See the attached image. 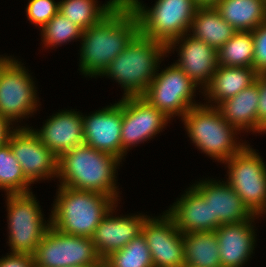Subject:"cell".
Wrapping results in <instances>:
<instances>
[{"label": "cell", "instance_id": "cell-1", "mask_svg": "<svg viewBox=\"0 0 266 267\" xmlns=\"http://www.w3.org/2000/svg\"><path fill=\"white\" fill-rule=\"evenodd\" d=\"M138 33L137 15L122 0L100 23L83 31L79 59L82 74L100 76Z\"/></svg>", "mask_w": 266, "mask_h": 267}, {"label": "cell", "instance_id": "cell-2", "mask_svg": "<svg viewBox=\"0 0 266 267\" xmlns=\"http://www.w3.org/2000/svg\"><path fill=\"white\" fill-rule=\"evenodd\" d=\"M120 162L112 154L87 144L78 145L58 158V186L102 193L118 202L115 173Z\"/></svg>", "mask_w": 266, "mask_h": 267}, {"label": "cell", "instance_id": "cell-3", "mask_svg": "<svg viewBox=\"0 0 266 267\" xmlns=\"http://www.w3.org/2000/svg\"><path fill=\"white\" fill-rule=\"evenodd\" d=\"M55 200L50 226L82 237H92L104 216L117 204L108 195L65 186H59Z\"/></svg>", "mask_w": 266, "mask_h": 267}, {"label": "cell", "instance_id": "cell-4", "mask_svg": "<svg viewBox=\"0 0 266 267\" xmlns=\"http://www.w3.org/2000/svg\"><path fill=\"white\" fill-rule=\"evenodd\" d=\"M166 54L164 43L138 33L100 76L111 77L121 84L123 97L142 96Z\"/></svg>", "mask_w": 266, "mask_h": 267}, {"label": "cell", "instance_id": "cell-5", "mask_svg": "<svg viewBox=\"0 0 266 267\" xmlns=\"http://www.w3.org/2000/svg\"><path fill=\"white\" fill-rule=\"evenodd\" d=\"M212 105L200 104L192 107L181 119L190 140L199 148L198 150L224 163L237 154L246 143L237 142L235 135L238 130Z\"/></svg>", "mask_w": 266, "mask_h": 267}, {"label": "cell", "instance_id": "cell-6", "mask_svg": "<svg viewBox=\"0 0 266 267\" xmlns=\"http://www.w3.org/2000/svg\"><path fill=\"white\" fill-rule=\"evenodd\" d=\"M124 1L137 15L139 33L166 46L189 32L199 6L194 0H157L148 9L140 0Z\"/></svg>", "mask_w": 266, "mask_h": 267}, {"label": "cell", "instance_id": "cell-7", "mask_svg": "<svg viewBox=\"0 0 266 267\" xmlns=\"http://www.w3.org/2000/svg\"><path fill=\"white\" fill-rule=\"evenodd\" d=\"M6 196L10 253L34 255L50 220L44 223L40 205L32 191Z\"/></svg>", "mask_w": 266, "mask_h": 267}, {"label": "cell", "instance_id": "cell-8", "mask_svg": "<svg viewBox=\"0 0 266 267\" xmlns=\"http://www.w3.org/2000/svg\"><path fill=\"white\" fill-rule=\"evenodd\" d=\"M35 267L103 264L91 237L66 234L49 226L34 254Z\"/></svg>", "mask_w": 266, "mask_h": 267}, {"label": "cell", "instance_id": "cell-9", "mask_svg": "<svg viewBox=\"0 0 266 267\" xmlns=\"http://www.w3.org/2000/svg\"><path fill=\"white\" fill-rule=\"evenodd\" d=\"M158 71L141 96L151 106L170 119L183 117L190 108L200 105L193 100L197 85L176 63Z\"/></svg>", "mask_w": 266, "mask_h": 267}, {"label": "cell", "instance_id": "cell-10", "mask_svg": "<svg viewBox=\"0 0 266 267\" xmlns=\"http://www.w3.org/2000/svg\"><path fill=\"white\" fill-rule=\"evenodd\" d=\"M249 144L226 162L228 184L243 203L258 215L266 207V164Z\"/></svg>", "mask_w": 266, "mask_h": 267}, {"label": "cell", "instance_id": "cell-11", "mask_svg": "<svg viewBox=\"0 0 266 267\" xmlns=\"http://www.w3.org/2000/svg\"><path fill=\"white\" fill-rule=\"evenodd\" d=\"M32 79L23 63L15 58L0 71V115L11 124L38 110L37 90Z\"/></svg>", "mask_w": 266, "mask_h": 267}, {"label": "cell", "instance_id": "cell-12", "mask_svg": "<svg viewBox=\"0 0 266 267\" xmlns=\"http://www.w3.org/2000/svg\"><path fill=\"white\" fill-rule=\"evenodd\" d=\"M8 144L31 184L58 176V157L40 141L32 127L14 128Z\"/></svg>", "mask_w": 266, "mask_h": 267}, {"label": "cell", "instance_id": "cell-13", "mask_svg": "<svg viewBox=\"0 0 266 267\" xmlns=\"http://www.w3.org/2000/svg\"><path fill=\"white\" fill-rule=\"evenodd\" d=\"M168 121L141 96L122 97L121 161L130 147L156 136Z\"/></svg>", "mask_w": 266, "mask_h": 267}, {"label": "cell", "instance_id": "cell-14", "mask_svg": "<svg viewBox=\"0 0 266 267\" xmlns=\"http://www.w3.org/2000/svg\"><path fill=\"white\" fill-rule=\"evenodd\" d=\"M142 234L150 250L154 267L184 266L183 234L167 214L146 219Z\"/></svg>", "mask_w": 266, "mask_h": 267}, {"label": "cell", "instance_id": "cell-15", "mask_svg": "<svg viewBox=\"0 0 266 267\" xmlns=\"http://www.w3.org/2000/svg\"><path fill=\"white\" fill-rule=\"evenodd\" d=\"M82 118L84 144L121 160L122 99Z\"/></svg>", "mask_w": 266, "mask_h": 267}, {"label": "cell", "instance_id": "cell-16", "mask_svg": "<svg viewBox=\"0 0 266 267\" xmlns=\"http://www.w3.org/2000/svg\"><path fill=\"white\" fill-rule=\"evenodd\" d=\"M176 46H179L177 49H179L178 55L180 58L175 63L197 87L201 85L204 90L209 85L218 66L217 50L187 33L173 40L167 46V53H170L173 49L175 50Z\"/></svg>", "mask_w": 266, "mask_h": 267}, {"label": "cell", "instance_id": "cell-17", "mask_svg": "<svg viewBox=\"0 0 266 267\" xmlns=\"http://www.w3.org/2000/svg\"><path fill=\"white\" fill-rule=\"evenodd\" d=\"M210 204L211 218L219 225L240 223L254 214L226 181L201 180L192 185Z\"/></svg>", "mask_w": 266, "mask_h": 267}, {"label": "cell", "instance_id": "cell-18", "mask_svg": "<svg viewBox=\"0 0 266 267\" xmlns=\"http://www.w3.org/2000/svg\"><path fill=\"white\" fill-rule=\"evenodd\" d=\"M117 205L110 209L99 223L91 237L98 255L104 260L112 252L124 248L133 238L142 234V228L149 216H113ZM115 208V209H114Z\"/></svg>", "mask_w": 266, "mask_h": 267}, {"label": "cell", "instance_id": "cell-19", "mask_svg": "<svg viewBox=\"0 0 266 267\" xmlns=\"http://www.w3.org/2000/svg\"><path fill=\"white\" fill-rule=\"evenodd\" d=\"M83 115L75 110H62L47 119L41 130L32 131L58 158L84 144Z\"/></svg>", "mask_w": 266, "mask_h": 267}, {"label": "cell", "instance_id": "cell-20", "mask_svg": "<svg viewBox=\"0 0 266 267\" xmlns=\"http://www.w3.org/2000/svg\"><path fill=\"white\" fill-rule=\"evenodd\" d=\"M255 217L240 223L222 224L215 230L218 245L221 267H242L254 250L255 231L252 225Z\"/></svg>", "mask_w": 266, "mask_h": 267}, {"label": "cell", "instance_id": "cell-21", "mask_svg": "<svg viewBox=\"0 0 266 267\" xmlns=\"http://www.w3.org/2000/svg\"><path fill=\"white\" fill-rule=\"evenodd\" d=\"M174 203L166 213L182 234L215 231L219 227L211 218L210 204L193 186Z\"/></svg>", "mask_w": 266, "mask_h": 267}, {"label": "cell", "instance_id": "cell-22", "mask_svg": "<svg viewBox=\"0 0 266 267\" xmlns=\"http://www.w3.org/2000/svg\"><path fill=\"white\" fill-rule=\"evenodd\" d=\"M259 101V85L255 82L237 95L230 97L216 108L221 116L238 130L258 133L257 109Z\"/></svg>", "mask_w": 266, "mask_h": 267}, {"label": "cell", "instance_id": "cell-23", "mask_svg": "<svg viewBox=\"0 0 266 267\" xmlns=\"http://www.w3.org/2000/svg\"><path fill=\"white\" fill-rule=\"evenodd\" d=\"M260 74L250 67H228L218 65L209 85L203 90L216 107L220 102L237 95L240 91L255 83ZM210 101V102H209Z\"/></svg>", "mask_w": 266, "mask_h": 267}, {"label": "cell", "instance_id": "cell-24", "mask_svg": "<svg viewBox=\"0 0 266 267\" xmlns=\"http://www.w3.org/2000/svg\"><path fill=\"white\" fill-rule=\"evenodd\" d=\"M236 32L222 19L215 6H198L189 30L190 35L204 41L217 51Z\"/></svg>", "mask_w": 266, "mask_h": 267}, {"label": "cell", "instance_id": "cell-25", "mask_svg": "<svg viewBox=\"0 0 266 267\" xmlns=\"http://www.w3.org/2000/svg\"><path fill=\"white\" fill-rule=\"evenodd\" d=\"M214 6L236 31H253L266 21V0H220Z\"/></svg>", "mask_w": 266, "mask_h": 267}, {"label": "cell", "instance_id": "cell-26", "mask_svg": "<svg viewBox=\"0 0 266 267\" xmlns=\"http://www.w3.org/2000/svg\"><path fill=\"white\" fill-rule=\"evenodd\" d=\"M185 267H221L215 231L183 234Z\"/></svg>", "mask_w": 266, "mask_h": 267}, {"label": "cell", "instance_id": "cell-27", "mask_svg": "<svg viewBox=\"0 0 266 267\" xmlns=\"http://www.w3.org/2000/svg\"><path fill=\"white\" fill-rule=\"evenodd\" d=\"M122 0H109L98 6L95 0H62L58 12L83 31L100 23Z\"/></svg>", "mask_w": 266, "mask_h": 267}, {"label": "cell", "instance_id": "cell-28", "mask_svg": "<svg viewBox=\"0 0 266 267\" xmlns=\"http://www.w3.org/2000/svg\"><path fill=\"white\" fill-rule=\"evenodd\" d=\"M253 50L252 31H237L217 51L218 65L253 68Z\"/></svg>", "mask_w": 266, "mask_h": 267}, {"label": "cell", "instance_id": "cell-29", "mask_svg": "<svg viewBox=\"0 0 266 267\" xmlns=\"http://www.w3.org/2000/svg\"><path fill=\"white\" fill-rule=\"evenodd\" d=\"M103 267H154L144 235L140 234L124 248L112 252L103 260Z\"/></svg>", "mask_w": 266, "mask_h": 267}, {"label": "cell", "instance_id": "cell-30", "mask_svg": "<svg viewBox=\"0 0 266 267\" xmlns=\"http://www.w3.org/2000/svg\"><path fill=\"white\" fill-rule=\"evenodd\" d=\"M31 183L22 172L19 161L15 158L8 143L0 147V189L6 194L31 192Z\"/></svg>", "mask_w": 266, "mask_h": 267}, {"label": "cell", "instance_id": "cell-31", "mask_svg": "<svg viewBox=\"0 0 266 267\" xmlns=\"http://www.w3.org/2000/svg\"><path fill=\"white\" fill-rule=\"evenodd\" d=\"M41 29L42 42L45 44L44 47L52 46L55 48L57 45L71 42V40L77 38L79 39L83 34V30L79 26L59 12Z\"/></svg>", "mask_w": 266, "mask_h": 267}, {"label": "cell", "instance_id": "cell-32", "mask_svg": "<svg viewBox=\"0 0 266 267\" xmlns=\"http://www.w3.org/2000/svg\"><path fill=\"white\" fill-rule=\"evenodd\" d=\"M59 10V2L54 0H29L26 6V16L29 21L42 28Z\"/></svg>", "mask_w": 266, "mask_h": 267}, {"label": "cell", "instance_id": "cell-33", "mask_svg": "<svg viewBox=\"0 0 266 267\" xmlns=\"http://www.w3.org/2000/svg\"><path fill=\"white\" fill-rule=\"evenodd\" d=\"M254 41L253 68L266 75V21L252 31Z\"/></svg>", "mask_w": 266, "mask_h": 267}, {"label": "cell", "instance_id": "cell-34", "mask_svg": "<svg viewBox=\"0 0 266 267\" xmlns=\"http://www.w3.org/2000/svg\"><path fill=\"white\" fill-rule=\"evenodd\" d=\"M255 82L259 85L258 133H266V75H259Z\"/></svg>", "mask_w": 266, "mask_h": 267}, {"label": "cell", "instance_id": "cell-35", "mask_svg": "<svg viewBox=\"0 0 266 267\" xmlns=\"http://www.w3.org/2000/svg\"><path fill=\"white\" fill-rule=\"evenodd\" d=\"M0 267H35L34 255L9 253L0 258Z\"/></svg>", "mask_w": 266, "mask_h": 267}, {"label": "cell", "instance_id": "cell-36", "mask_svg": "<svg viewBox=\"0 0 266 267\" xmlns=\"http://www.w3.org/2000/svg\"><path fill=\"white\" fill-rule=\"evenodd\" d=\"M10 125L13 124L0 115V147L8 143L10 134L14 131V126L11 127Z\"/></svg>", "mask_w": 266, "mask_h": 267}, {"label": "cell", "instance_id": "cell-37", "mask_svg": "<svg viewBox=\"0 0 266 267\" xmlns=\"http://www.w3.org/2000/svg\"><path fill=\"white\" fill-rule=\"evenodd\" d=\"M199 6H214L220 0H194Z\"/></svg>", "mask_w": 266, "mask_h": 267}, {"label": "cell", "instance_id": "cell-38", "mask_svg": "<svg viewBox=\"0 0 266 267\" xmlns=\"http://www.w3.org/2000/svg\"><path fill=\"white\" fill-rule=\"evenodd\" d=\"M12 58V56H0V71L2 70V68L4 67V65Z\"/></svg>", "mask_w": 266, "mask_h": 267}, {"label": "cell", "instance_id": "cell-39", "mask_svg": "<svg viewBox=\"0 0 266 267\" xmlns=\"http://www.w3.org/2000/svg\"><path fill=\"white\" fill-rule=\"evenodd\" d=\"M71 267H103V264H85V265L71 266Z\"/></svg>", "mask_w": 266, "mask_h": 267}, {"label": "cell", "instance_id": "cell-40", "mask_svg": "<svg viewBox=\"0 0 266 267\" xmlns=\"http://www.w3.org/2000/svg\"><path fill=\"white\" fill-rule=\"evenodd\" d=\"M266 213V207L262 210V212L259 214L262 216V214H265Z\"/></svg>", "mask_w": 266, "mask_h": 267}]
</instances>
